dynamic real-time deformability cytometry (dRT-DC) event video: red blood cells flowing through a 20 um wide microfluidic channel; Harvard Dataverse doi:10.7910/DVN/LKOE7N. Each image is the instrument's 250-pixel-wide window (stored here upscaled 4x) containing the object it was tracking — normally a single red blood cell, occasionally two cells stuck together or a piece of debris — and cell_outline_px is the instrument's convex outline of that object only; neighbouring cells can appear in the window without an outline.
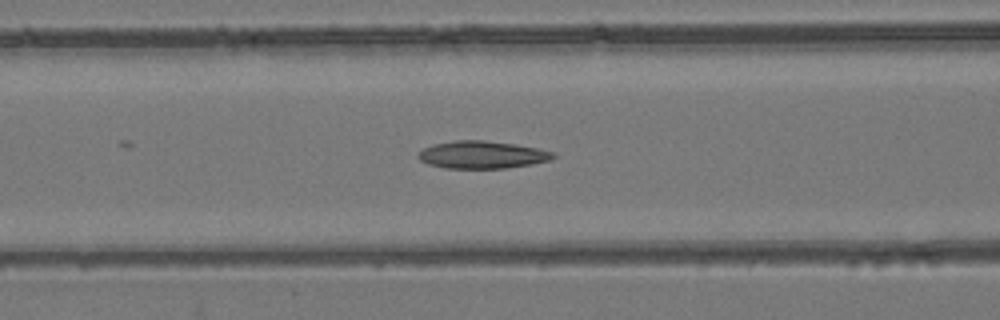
{"species": "common noctule bat (a hibernating species)", "species_latin": "Nyctalus noctula", "temperature_condition": "room temperature", "stored_images_in_passage": 41, "camera_frame_rate_fps": 3000, "um_per_image_px": 0.085, "animal": {"sex": "female", "body_mass_g": 24.6, "forearm_length_mm": 56.2}, "frame": {"image": 1, "passage_image": 15, "time_ms": 4.667, "image_size_px": [1000, 320], "cell_outline_px": [[556, 156], [548, 160], [532, 164], [504, 168], [444, 168], [428, 164], [420, 160], [416, 156], [424, 148], [432, 144], [456, 140], [484, 140], [516, 144], [540, 148], [556, 152]], "centroid_in_image_um": [40.99, 13.14], "position_along_channel_um": 125.6, "area_um2": 21.73}}
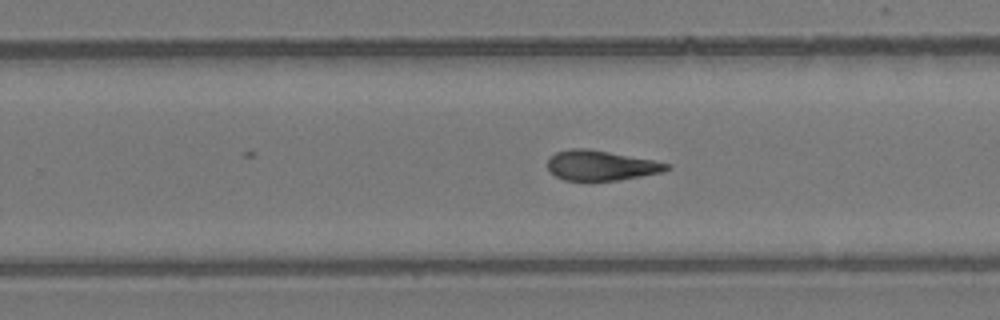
{"frame": {"image": 2, "passage_image": 27, "time_ms": 8.667, "image_size_px": [1000, 320], "cell_outline_px": [[672, 168], [660, 172], [640, 176], [616, 180], [564, 180], [556, 176], [548, 168], [548, 156], [556, 152], [572, 148], [588, 148], [652, 160], [668, 164]], "centroid_in_image_um": [51.03, 14.05], "position_along_channel_um": 278.8, "area_um2": 20.52}}
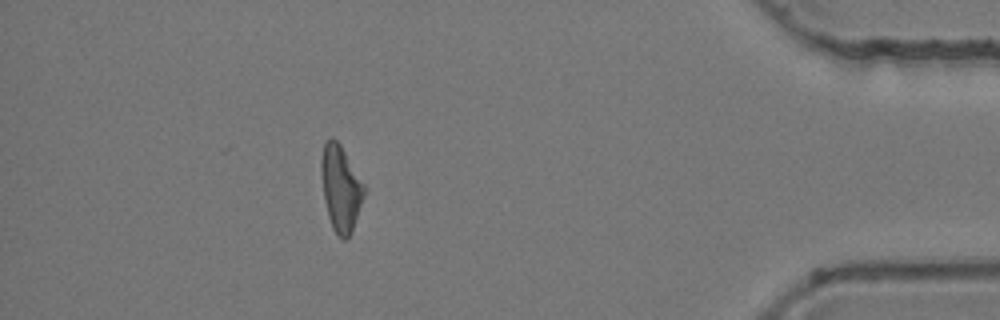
{"frame": {"image": 3, "passage_image": 41, "time_ms": 13.333, "image_size_px": [1000, 320], "cell_outline_px": [[364, 192], [352, 232], [344, 240], [332, 228], [328, 216], [324, 200], [320, 172], [320, 160], [324, 140], [332, 136], [340, 144], [364, 184]], "centroid_in_image_um": [28.91, 15.95], "position_along_channel_um": 406.3, "area_um2": 21.27}, "authors_computed_cell_mechanics": {"area_um2": 21.2704, "velocity_mm_per_s": 3.8305, "shape_relaxation_time_tau1_ms": null, "shape_relaxation_time_tau2_ms": 4.3308, "deformation_change_tau1": null, "deformation_change_tau2": 0.1463}}